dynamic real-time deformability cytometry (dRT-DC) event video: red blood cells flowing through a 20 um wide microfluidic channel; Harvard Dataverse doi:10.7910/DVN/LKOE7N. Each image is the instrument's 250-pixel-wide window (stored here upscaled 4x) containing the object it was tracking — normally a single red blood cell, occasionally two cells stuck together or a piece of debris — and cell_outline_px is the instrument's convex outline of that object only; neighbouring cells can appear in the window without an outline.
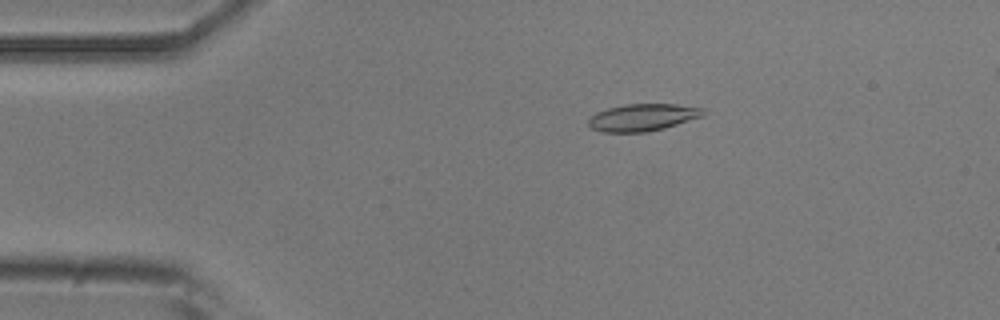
{"species": "common noctule bat (a hibernating species)", "species_latin": "Nyctalus noctula", "temperature_condition": "room temperature", "stored_images_in_passage": 53, "camera_frame_rate_fps": 3000, "um_per_image_px": 0.085, "animal": {"sex": "male", "body_mass_g": 20.5, "forearm_length_mm": 52.5}, "frame": {"image": 1, "passage_image": 10, "time_ms": 3.0, "image_size_px": [1000, 320], "cell_outline_px": [[708, 112], [704, 116], [664, 128], [648, 132], [604, 132], [592, 128], [588, 124], [588, 120], [596, 112], [608, 108], [624, 104], [676, 104], [704, 108]], "centroid_in_image_um": [54.68, 9.97], "position_along_channel_um": 30.3, "area_um2": 18.26}}
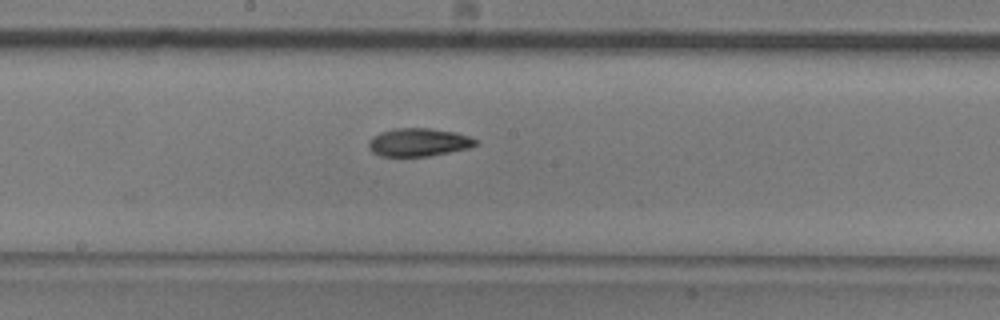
{"frame": {"image": 2, "passage_image": 28, "time_ms": 9.0, "image_size_px": [1000, 320], "cell_outline_px": [[480, 144], [468, 148], [428, 156], [380, 156], [372, 152], [368, 148], [368, 140], [372, 136], [380, 132], [392, 128], [428, 128], [456, 132], [480, 140]], "centroid_in_image_um": [35.57, 12.08], "position_along_channel_um": 212.6, "area_um2": 17.74}}
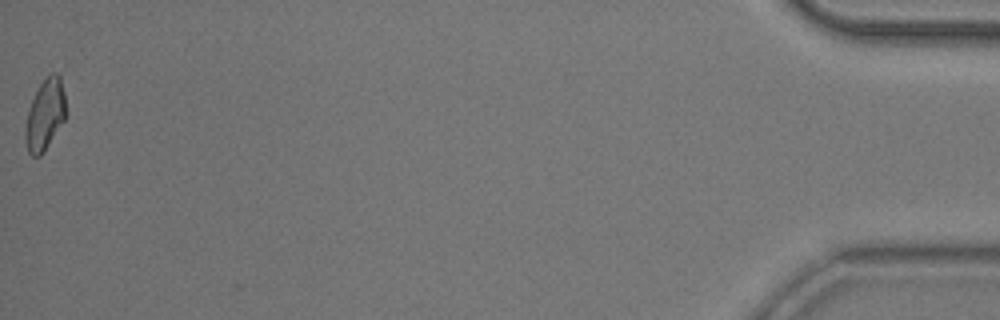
{"frame": {"image": 3, "passage_image": 53, "time_ms": 17.333, "image_size_px": [1000, 320], "cell_outline_px": [[68, 112], [64, 120], [40, 156], [32, 156], [28, 152], [24, 140], [24, 128], [28, 108], [40, 84], [52, 72], [60, 72]], "centroid_in_image_um": [3.83, 9.72], "position_along_channel_um": 431.4, "area_um2": 16.99}, "authors_computed_cell_mechanics": {"area_um2": 17.629, "velocity_mm_per_s": 3.8311, "shape_relaxation_time_tau1_ms": 6.4055, "shape_relaxation_time_tau2_ms": 9.4601, "deformation_change_tau1": 0.1749, "deformation_change_tau2": 0.1894}}